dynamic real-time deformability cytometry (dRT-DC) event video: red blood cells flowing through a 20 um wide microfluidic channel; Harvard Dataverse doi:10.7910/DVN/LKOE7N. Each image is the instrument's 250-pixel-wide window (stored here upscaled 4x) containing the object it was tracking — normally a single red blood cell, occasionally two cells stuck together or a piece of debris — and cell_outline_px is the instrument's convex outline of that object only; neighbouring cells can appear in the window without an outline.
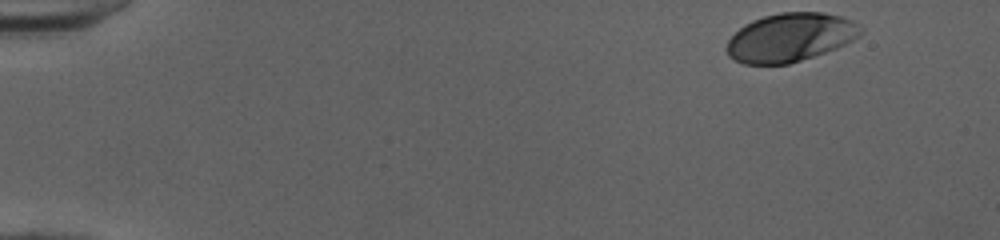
{"species": "human", "species_latin": "Homo sapiens", "temperature_condition": "cold", "stored_images_in_passage": 48, "camera_frame_rate_fps": 3000, "um_per_image_px": 0.085, "donor": {"sex": "female"}, "frame": {"image": 1, "passage_image": 1, "time_ms": 0.0, "image_size_px": [1000, 240], "cell_outline_px": [[864, 32], [860, 36], [836, 48], [788, 64], [744, 64], [728, 56], [724, 48], [728, 40], [744, 24], [752, 20], [764, 16], [780, 12], [824, 12], [840, 16], [864, 28]], "centroid_in_image_um": [67.15, 3.17], "position_along_channel_um": 17.9, "area_um2": 37.8}}
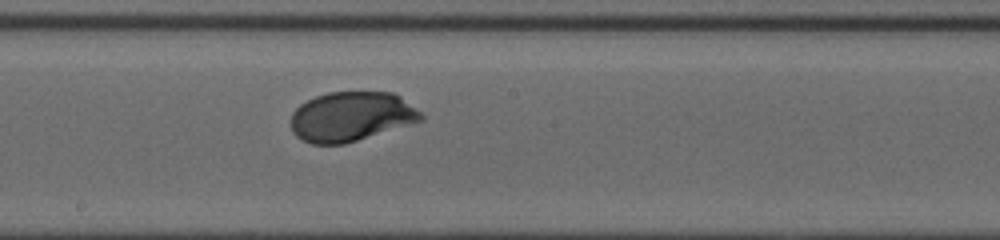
{"frame": {"image": 2, "passage_image": 26, "time_ms": 8.333, "image_size_px": [1000, 240], "cell_outline_px": [[424, 120], [344, 144], [312, 144], [296, 136], [292, 132], [288, 124], [292, 112], [300, 104], [316, 96], [328, 92], [392, 92], [400, 96], [420, 112], [424, 116]], "centroid_in_image_um": [29.81, 9.91], "position_along_channel_um": 218.4, "area_um2": 37.69}}
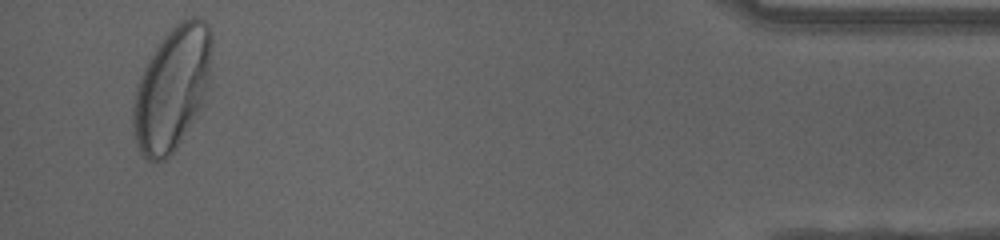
{"frame": {"image": 3, "passage_image": 46, "time_ms": 15.0, "image_size_px": [1000, 240], "cell_outline_px": [[212, 44], [208, 76], [200, 104], [176, 148], [164, 160], [148, 160], [140, 152], [132, 128], [132, 108], [136, 84], [148, 60], [160, 40], [180, 20], [188, 16], [196, 16], [204, 20], [208, 24], [212, 32]], "centroid_in_image_um": [14.58, 7.45], "position_along_channel_um": 420.6, "area_um2": 55.6}, "authors_computed_cell_mechanics": {"area_um2": 38.148, "velocity_mm_per_s": 4.0091, "shape_relaxation_time_tau1_ms": 2.7816, "shape_relaxation_time_tau2_ms": null, "deformation_change_tau1": 0.1569, "deformation_change_tau2": null}}